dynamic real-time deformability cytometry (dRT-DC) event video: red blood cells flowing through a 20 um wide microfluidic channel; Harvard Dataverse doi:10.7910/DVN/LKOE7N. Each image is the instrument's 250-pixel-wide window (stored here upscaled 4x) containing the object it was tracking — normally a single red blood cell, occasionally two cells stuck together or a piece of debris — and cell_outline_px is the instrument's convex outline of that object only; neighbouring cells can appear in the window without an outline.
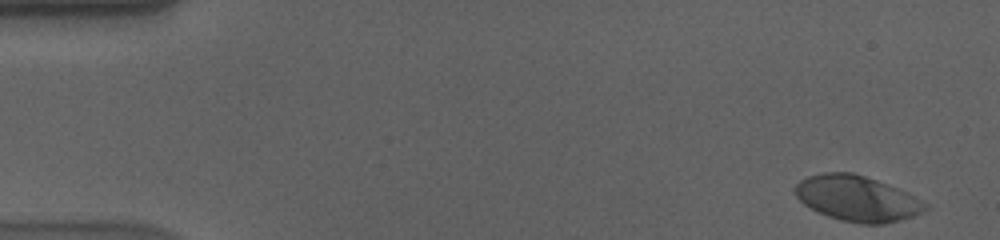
{"species": "human", "species_latin": "Homo sapiens", "temperature_condition": "cold", "stored_images_in_passage": 56, "camera_frame_rate_fps": 3000, "um_per_image_px": 0.085, "donor": {"sex": "male"}, "frame": {"image": 1, "passage_image": 1, "time_ms": 0.0, "image_size_px": [1000, 240], "cell_outline_px": [[928, 208], [912, 216], [900, 220], [884, 224], [860, 224], [840, 220], [828, 216], [804, 204], [796, 196], [796, 184], [800, 180], [808, 176], [824, 172], [852, 172], [876, 180], [896, 188], [928, 204]], "centroid_in_image_um": [72.83, 16.87], "position_along_channel_um": 12.2, "area_um2": 33.99}}
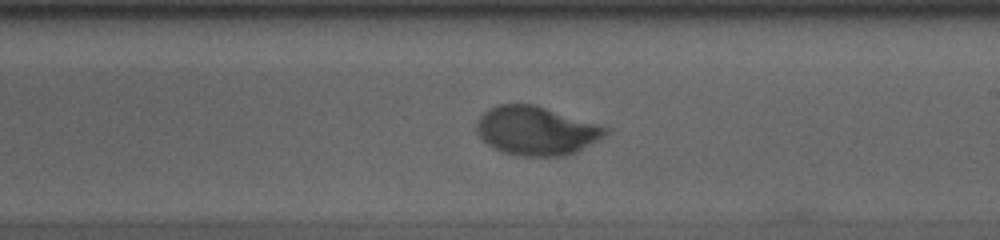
{"frame": {"image": 2, "passage_image": 32, "time_ms": 10.333, "image_size_px": [1000, 240], "cell_outline_px": [[608, 132], [604, 136], [576, 152], [564, 156], [516, 156], [492, 148], [480, 140], [476, 132], [476, 120], [488, 108], [496, 104], [536, 104], [600, 124], [608, 128]], "centroid_in_image_um": [45.53, 11.1], "position_along_channel_um": 243.5, "area_um2": 37.17}}
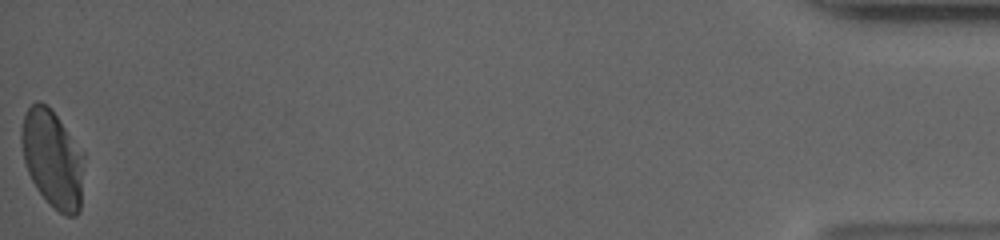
{"frame": {"image": 3, "passage_image": 56, "time_ms": 18.333, "image_size_px": [1000, 240], "cell_outline_px": [[84, 156], [80, 212], [76, 216], [64, 216], [36, 188], [28, 172], [24, 160], [20, 140], [20, 132], [24, 116], [28, 108], [36, 100], [40, 100], [48, 104], [52, 108], [84, 152]], "centroid_in_image_um": [4.48, 13.44], "position_along_channel_um": 430.7, "area_um2": 35.89}, "authors_computed_cell_mechanics": {"area_um2": 36.0961, "velocity_mm_per_s": 3.5403, "shape_relaxation_time_tau1_ms": 3.9757, "shape_relaxation_time_tau2_ms": null, "deformation_change_tau1": 0.178, "deformation_change_tau2": null}}